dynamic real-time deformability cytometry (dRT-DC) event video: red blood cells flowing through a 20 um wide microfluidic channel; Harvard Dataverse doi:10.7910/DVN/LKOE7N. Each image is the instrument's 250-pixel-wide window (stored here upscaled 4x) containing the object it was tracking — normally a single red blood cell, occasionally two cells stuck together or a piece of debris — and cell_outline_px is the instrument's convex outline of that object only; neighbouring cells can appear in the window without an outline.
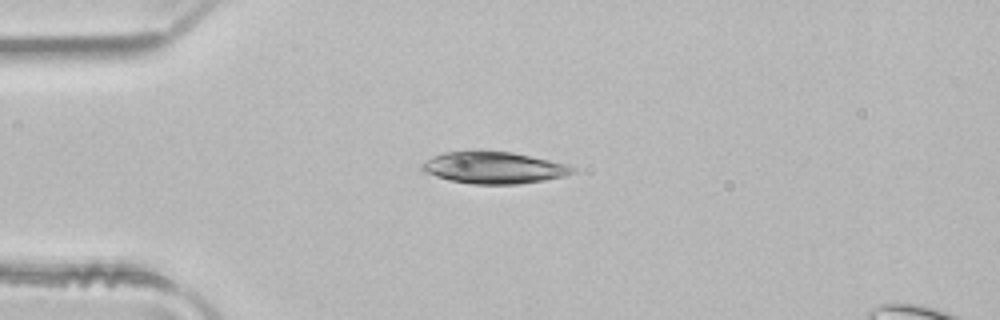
{"species": "common noctule bat (a hibernating species)", "species_latin": "Nyctalus noctula", "temperature_condition": "room temperature", "stored_images_in_passage": 2, "camera_frame_rate_fps": 3000, "um_per_image_px": 0.085, "animal": {"sex": "male", "body_mass_g": 21.5, "forearm_length_mm": 52.0}, "frame": {"image": 1, "passage_image": 1, "time_ms": 0.0, "image_size_px": [1000, 320], "cell_outline_px": [[576, 172], [564, 176], [544, 180], [516, 184], [472, 184], [448, 180], [424, 172], [420, 168], [420, 164], [432, 156], [444, 152], [468, 148], [480, 148], [512, 152], [568, 164], [576, 168]], "centroid_in_image_um": [41.91, 14.21], "position_along_channel_um": 43.1, "area_um2": 28.84}}